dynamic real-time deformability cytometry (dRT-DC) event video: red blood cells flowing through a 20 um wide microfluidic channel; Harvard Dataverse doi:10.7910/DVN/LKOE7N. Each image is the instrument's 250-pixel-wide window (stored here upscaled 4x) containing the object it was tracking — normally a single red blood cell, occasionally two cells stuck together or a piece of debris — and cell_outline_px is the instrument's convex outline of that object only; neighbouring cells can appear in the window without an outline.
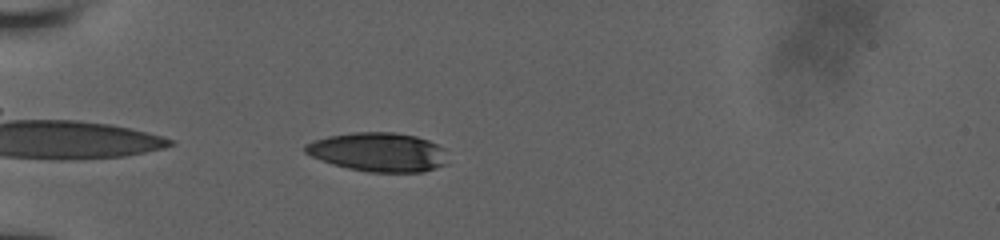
{"species": "human", "species_latin": "Homo sapiens", "temperature_condition": "room temperature", "stored_images_in_passage": 39, "camera_frame_rate_fps": 3000, "um_per_image_px": 0.085, "donor": {"sex": "male"}, "frame": {"image": 1, "passage_image": 2, "time_ms": 0.333, "image_size_px": [1000, 240], "cell_outline_px": [[448, 164], [424, 172], [368, 172], [348, 168], [332, 164], [312, 156], [304, 152], [304, 144], [312, 140], [328, 136], [352, 132], [396, 132], [416, 136], [428, 140], [436, 144], [440, 148]], "centroid_in_image_um": [32.12, 12.92], "position_along_channel_um": 52.9, "area_um2": 32.37}}
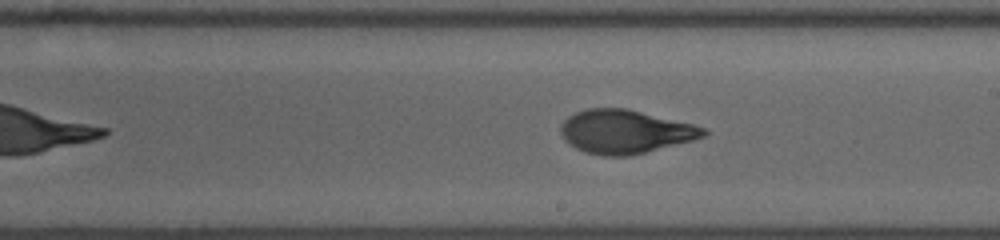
{"frame": {"image": 2, "passage_image": 18, "time_ms": 5.667, "image_size_px": [1000, 240], "cell_outline_px": [[708, 132], [704, 136], [692, 140], [628, 156], [604, 156], [584, 152], [576, 148], [564, 140], [560, 132], [560, 124], [568, 116], [576, 112], [588, 108], [628, 108], [692, 124], [704, 128]], "centroid_in_image_um": [53.08, 11.18], "position_along_channel_um": 235.9, "area_um2": 36.07}}
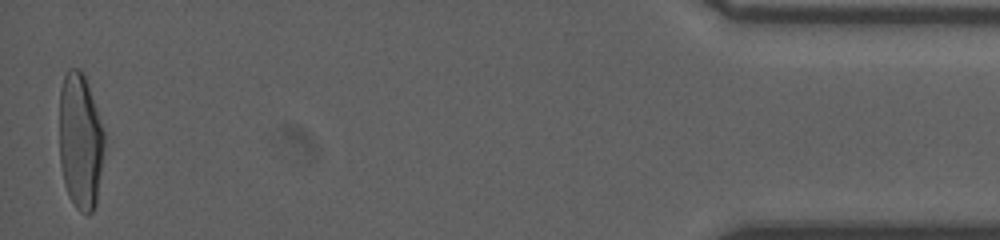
{"frame": {"image": 3, "passage_image": 39, "time_ms": 12.667, "image_size_px": [1000, 240], "cell_outline_px": [[104, 148], [96, 204], [92, 212], [80, 212], [76, 208], [68, 196], [64, 184], [60, 164], [60, 88], [64, 76], [68, 68], [80, 68], [84, 72], [104, 132]], "centroid_in_image_um": [6.81, 11.98], "position_along_channel_um": 428.4, "area_um2": 35.72}, "authors_computed_cell_mechanics": {"area_um2": 35.8938, "velocity_mm_per_s": 3.891, "shape_relaxation_time_tau1_ms": 5.1066, "shape_relaxation_time_tau2_ms": 0.9552, "deformation_change_tau1": 0.2053, "deformation_change_tau2": 0.0693}}